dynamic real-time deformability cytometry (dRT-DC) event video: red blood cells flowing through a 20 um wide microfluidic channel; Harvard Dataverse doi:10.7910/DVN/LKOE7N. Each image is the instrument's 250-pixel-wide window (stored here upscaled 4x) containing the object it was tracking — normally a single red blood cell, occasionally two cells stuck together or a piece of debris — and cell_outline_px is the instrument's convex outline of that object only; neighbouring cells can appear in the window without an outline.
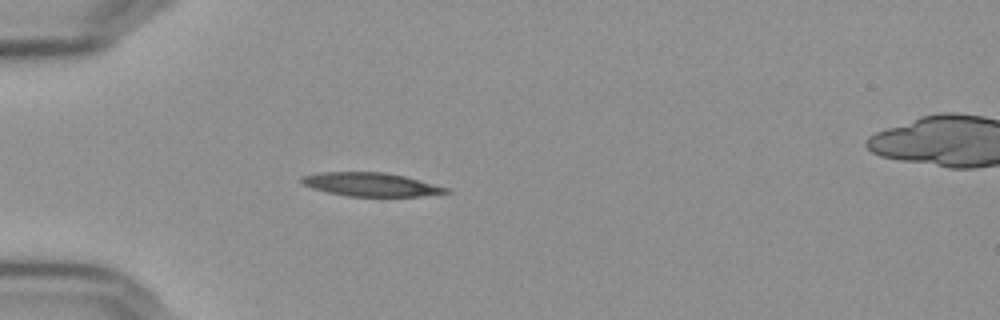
{"species": "Egyptian fruit bat (a non-hibernating species)", "species_latin": "Rousettus aegyptiacus", "temperature_condition": "cold", "stored_images_in_passage": 35, "camera_frame_rate_fps": 3000, "um_per_image_px": 0.085, "frame": {"image": 1, "passage_image": 1, "time_ms": 0.0, "image_size_px": [1000, 320], "cell_outline_px": [[452, 192], [420, 196], [348, 196], [328, 192], [312, 188], [304, 184], [300, 180], [304, 176], [320, 172], [384, 172], [404, 176], [448, 188]], "centroid_in_image_um": [31.53, 15.68], "position_along_channel_um": 53.5, "area_um2": 19.54}}
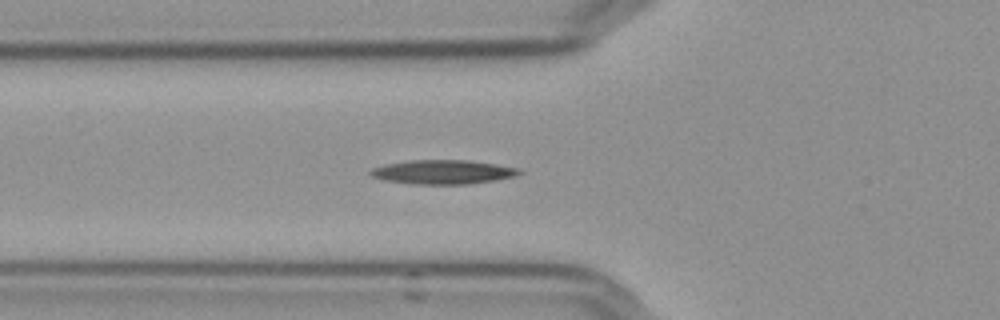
{"frame": {"image": 2, "passage_image": 5, "time_ms": 1.333, "image_size_px": [1000, 320], "cell_outline_px": [[524, 172], [516, 176], [496, 180], [468, 184], [420, 184], [384, 180], [372, 176], [368, 172], [372, 168], [384, 164], [408, 160], [468, 160], [520, 168]], "centroid_in_image_um": [37.67, 14.61], "position_along_channel_um": 88.1, "area_um2": 20.92}}
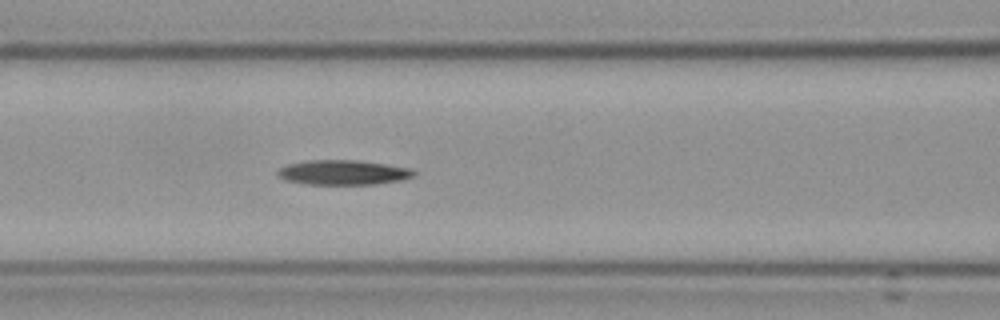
{"frame": {"image": 3, "passage_image": 9, "time_ms": 2.667, "image_size_px": [1000, 320], "cell_outline_px": [[416, 172], [412, 176], [400, 180], [376, 184], [308, 184], [284, 180], [276, 176], [276, 172], [280, 168], [288, 164], [308, 160], [356, 160], [384, 164], [408, 168]], "centroid_in_image_um": [29.09, 14.66], "position_along_channel_um": 137.5, "area_um2": 19.48}}